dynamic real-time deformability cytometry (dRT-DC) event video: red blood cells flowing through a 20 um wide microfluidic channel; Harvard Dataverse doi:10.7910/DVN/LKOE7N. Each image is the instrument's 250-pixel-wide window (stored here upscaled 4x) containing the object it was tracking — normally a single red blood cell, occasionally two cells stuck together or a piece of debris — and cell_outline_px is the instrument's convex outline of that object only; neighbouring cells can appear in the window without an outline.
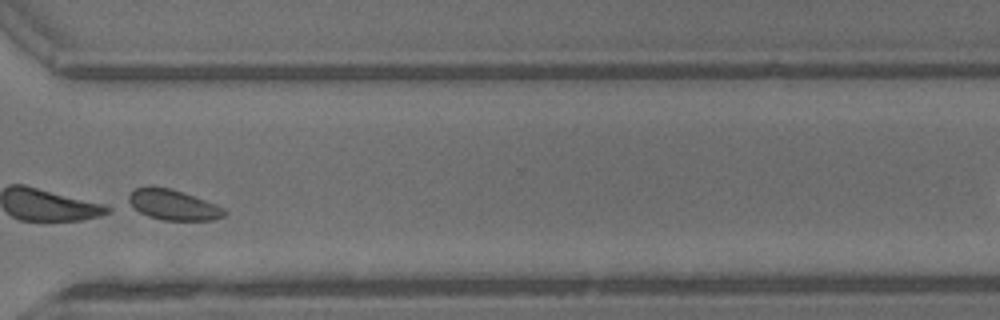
{"species": "common noctule bat (a hibernating species)", "species_latin": "Nyctalus noctula", "temperature_condition": "warm", "stored_images_in_passage": 35, "segment_of_instrument_passage": [2, 2], "camera_frame_rate_fps": 3000, "um_per_image_px": 0.085, "animal": {"sex": "male", "body_mass_g": 13.3}, "frame": {"image": 1, "passage_image": 24, "time_ms": 7.667, "image_size_px": [1000, 320], "cell_outline_px": [[228, 212], [224, 216], [212, 220], [164, 220], [148, 216], [140, 212], [128, 204], [128, 196], [136, 188], [168, 188], [184, 192], [216, 204], [224, 208]], "centroid_in_image_um": [14.76, 17.43], "position_along_channel_um": 355.8, "area_um2": 16.7}}